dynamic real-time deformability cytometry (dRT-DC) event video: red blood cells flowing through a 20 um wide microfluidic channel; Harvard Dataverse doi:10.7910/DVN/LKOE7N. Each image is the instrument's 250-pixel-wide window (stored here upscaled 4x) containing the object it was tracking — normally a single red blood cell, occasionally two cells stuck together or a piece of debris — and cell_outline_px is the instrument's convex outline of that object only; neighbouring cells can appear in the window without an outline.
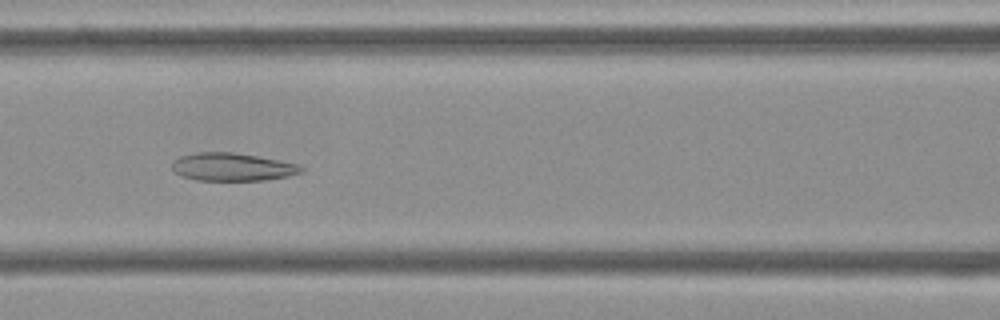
{"species": "Egyptian fruit bat (a non-hibernating species)", "species_latin": "Rousettus aegyptiacus", "temperature_condition": "cold", "stored_images_in_passage": 41, "camera_frame_rate_fps": 3000, "um_per_image_px": 0.085, "frame": {"image": 1, "passage_image": 10, "time_ms": 3.0, "image_size_px": [1000, 320], "cell_outline_px": [[304, 172], [288, 176], [264, 180], [196, 180], [180, 176], [172, 168], [172, 160], [180, 156], [196, 152], [232, 152], [256, 156], [296, 164], [304, 168]], "centroid_in_image_um": [19.7, 14.19], "position_along_channel_um": 146.9, "area_um2": 20.92}}
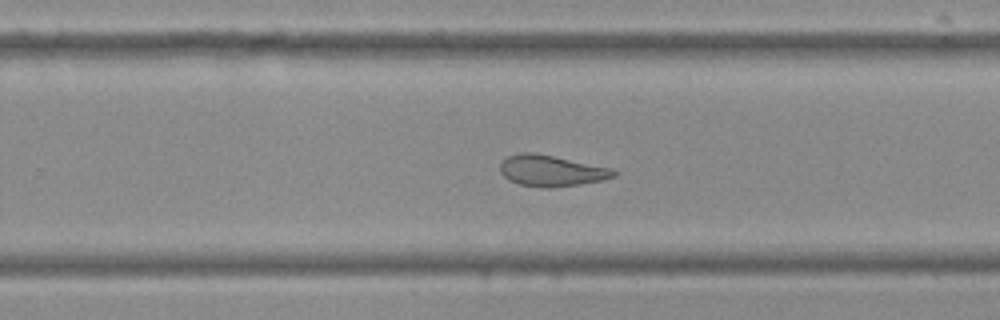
{"frame": {"image": 2, "passage_image": 21, "time_ms": 6.667, "image_size_px": [1000, 320], "cell_outline_px": [[620, 172], [616, 176], [604, 180], [580, 184], [552, 188], [544, 188], [520, 184], [508, 180], [500, 172], [500, 164], [508, 156], [520, 152], [532, 152], [612, 168]], "centroid_in_image_um": [46.89, 14.52], "position_along_channel_um": 282.9, "area_um2": 20.63}}
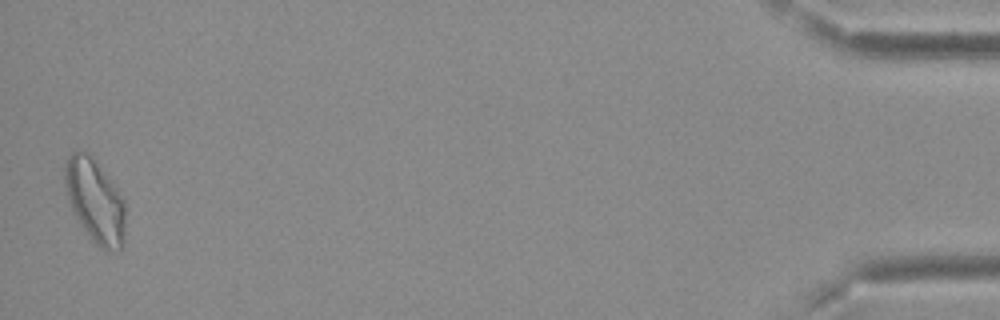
{"frame": {"image": 3, "passage_image": 40, "time_ms": 13.0, "image_size_px": [1000, 320], "cell_outline_px": [[124, 244], [116, 252], [104, 252], [92, 240], [72, 212], [68, 200], [64, 184], [64, 164], [68, 156], [72, 152], [88, 152], [124, 200]], "centroid_in_image_um": [8.05, 17.13], "position_along_channel_um": 427.1, "area_um2": 29.25}, "authors_computed_cell_mechanics": {"area_um2": 22.3686, "velocity_mm_per_s": 3.7162, "shape_relaxation_time_tau1_ms": null, "shape_relaxation_time_tau2_ms": 2.1161, "deformation_change_tau1": null, "deformation_change_tau2": 0.1023}}